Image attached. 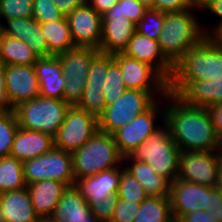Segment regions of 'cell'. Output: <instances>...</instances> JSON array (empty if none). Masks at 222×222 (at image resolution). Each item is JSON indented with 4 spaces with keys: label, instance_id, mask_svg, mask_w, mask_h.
Returning a JSON list of instances; mask_svg holds the SVG:
<instances>
[{
    "label": "cell",
    "instance_id": "cell-1",
    "mask_svg": "<svg viewBox=\"0 0 222 222\" xmlns=\"http://www.w3.org/2000/svg\"><path fill=\"white\" fill-rule=\"evenodd\" d=\"M164 123L181 152L221 151V139L207 108L188 105L168 92L164 97Z\"/></svg>",
    "mask_w": 222,
    "mask_h": 222
},
{
    "label": "cell",
    "instance_id": "cell-2",
    "mask_svg": "<svg viewBox=\"0 0 222 222\" xmlns=\"http://www.w3.org/2000/svg\"><path fill=\"white\" fill-rule=\"evenodd\" d=\"M201 12L200 5L197 4L192 9L165 13L158 43L163 55L173 66L187 50L206 37L202 28Z\"/></svg>",
    "mask_w": 222,
    "mask_h": 222
},
{
    "label": "cell",
    "instance_id": "cell-3",
    "mask_svg": "<svg viewBox=\"0 0 222 222\" xmlns=\"http://www.w3.org/2000/svg\"><path fill=\"white\" fill-rule=\"evenodd\" d=\"M74 178L93 176L123 163L114 137L98 130L83 146L71 152Z\"/></svg>",
    "mask_w": 222,
    "mask_h": 222
},
{
    "label": "cell",
    "instance_id": "cell-4",
    "mask_svg": "<svg viewBox=\"0 0 222 222\" xmlns=\"http://www.w3.org/2000/svg\"><path fill=\"white\" fill-rule=\"evenodd\" d=\"M181 150L171 138L165 123L128 156L132 160L147 163L156 174L169 179H177Z\"/></svg>",
    "mask_w": 222,
    "mask_h": 222
},
{
    "label": "cell",
    "instance_id": "cell-5",
    "mask_svg": "<svg viewBox=\"0 0 222 222\" xmlns=\"http://www.w3.org/2000/svg\"><path fill=\"white\" fill-rule=\"evenodd\" d=\"M222 78V49L208 37L187 50L174 65L170 80H213Z\"/></svg>",
    "mask_w": 222,
    "mask_h": 222
},
{
    "label": "cell",
    "instance_id": "cell-6",
    "mask_svg": "<svg viewBox=\"0 0 222 222\" xmlns=\"http://www.w3.org/2000/svg\"><path fill=\"white\" fill-rule=\"evenodd\" d=\"M70 107L65 100L39 95L33 100L22 102L13 110L19 127L54 137Z\"/></svg>",
    "mask_w": 222,
    "mask_h": 222
},
{
    "label": "cell",
    "instance_id": "cell-7",
    "mask_svg": "<svg viewBox=\"0 0 222 222\" xmlns=\"http://www.w3.org/2000/svg\"><path fill=\"white\" fill-rule=\"evenodd\" d=\"M167 94L168 90L126 89L116 102L105 107L104 112L98 117V129L112 134Z\"/></svg>",
    "mask_w": 222,
    "mask_h": 222
},
{
    "label": "cell",
    "instance_id": "cell-8",
    "mask_svg": "<svg viewBox=\"0 0 222 222\" xmlns=\"http://www.w3.org/2000/svg\"><path fill=\"white\" fill-rule=\"evenodd\" d=\"M26 185L51 179L68 186H74L72 156L70 152L53 147L46 154L23 162Z\"/></svg>",
    "mask_w": 222,
    "mask_h": 222
},
{
    "label": "cell",
    "instance_id": "cell-9",
    "mask_svg": "<svg viewBox=\"0 0 222 222\" xmlns=\"http://www.w3.org/2000/svg\"><path fill=\"white\" fill-rule=\"evenodd\" d=\"M159 122L160 124L156 125ZM163 123L164 98H160L146 111L112 133L120 154L123 157L128 156L151 134L156 132Z\"/></svg>",
    "mask_w": 222,
    "mask_h": 222
},
{
    "label": "cell",
    "instance_id": "cell-10",
    "mask_svg": "<svg viewBox=\"0 0 222 222\" xmlns=\"http://www.w3.org/2000/svg\"><path fill=\"white\" fill-rule=\"evenodd\" d=\"M99 52L94 48L75 47L56 55L61 62L63 75L66 79L64 100L70 106H76L80 101L86 86L90 64Z\"/></svg>",
    "mask_w": 222,
    "mask_h": 222
},
{
    "label": "cell",
    "instance_id": "cell-11",
    "mask_svg": "<svg viewBox=\"0 0 222 222\" xmlns=\"http://www.w3.org/2000/svg\"><path fill=\"white\" fill-rule=\"evenodd\" d=\"M98 118L71 106L54 139V147L73 152L83 146L98 131Z\"/></svg>",
    "mask_w": 222,
    "mask_h": 222
},
{
    "label": "cell",
    "instance_id": "cell-12",
    "mask_svg": "<svg viewBox=\"0 0 222 222\" xmlns=\"http://www.w3.org/2000/svg\"><path fill=\"white\" fill-rule=\"evenodd\" d=\"M221 153L222 151H182L179 156L177 179L210 188L216 187L217 166Z\"/></svg>",
    "mask_w": 222,
    "mask_h": 222
},
{
    "label": "cell",
    "instance_id": "cell-13",
    "mask_svg": "<svg viewBox=\"0 0 222 222\" xmlns=\"http://www.w3.org/2000/svg\"><path fill=\"white\" fill-rule=\"evenodd\" d=\"M5 94L10 110L40 95L34 65H5Z\"/></svg>",
    "mask_w": 222,
    "mask_h": 222
},
{
    "label": "cell",
    "instance_id": "cell-14",
    "mask_svg": "<svg viewBox=\"0 0 222 222\" xmlns=\"http://www.w3.org/2000/svg\"><path fill=\"white\" fill-rule=\"evenodd\" d=\"M76 47L98 49L102 38V16L87 2L66 16Z\"/></svg>",
    "mask_w": 222,
    "mask_h": 222
},
{
    "label": "cell",
    "instance_id": "cell-15",
    "mask_svg": "<svg viewBox=\"0 0 222 222\" xmlns=\"http://www.w3.org/2000/svg\"><path fill=\"white\" fill-rule=\"evenodd\" d=\"M168 92L191 106L208 108L222 102V78L213 80H170Z\"/></svg>",
    "mask_w": 222,
    "mask_h": 222
},
{
    "label": "cell",
    "instance_id": "cell-16",
    "mask_svg": "<svg viewBox=\"0 0 222 222\" xmlns=\"http://www.w3.org/2000/svg\"><path fill=\"white\" fill-rule=\"evenodd\" d=\"M113 59L119 64L127 89L168 90V82L149 64L117 52Z\"/></svg>",
    "mask_w": 222,
    "mask_h": 222
},
{
    "label": "cell",
    "instance_id": "cell-17",
    "mask_svg": "<svg viewBox=\"0 0 222 222\" xmlns=\"http://www.w3.org/2000/svg\"><path fill=\"white\" fill-rule=\"evenodd\" d=\"M122 53L140 62L149 64L167 82L170 81L174 66L163 55L158 40L150 39L148 36L135 32Z\"/></svg>",
    "mask_w": 222,
    "mask_h": 222
},
{
    "label": "cell",
    "instance_id": "cell-18",
    "mask_svg": "<svg viewBox=\"0 0 222 222\" xmlns=\"http://www.w3.org/2000/svg\"><path fill=\"white\" fill-rule=\"evenodd\" d=\"M120 178L121 165L93 176L75 178L74 187L87 202H97L117 194Z\"/></svg>",
    "mask_w": 222,
    "mask_h": 222
},
{
    "label": "cell",
    "instance_id": "cell-19",
    "mask_svg": "<svg viewBox=\"0 0 222 222\" xmlns=\"http://www.w3.org/2000/svg\"><path fill=\"white\" fill-rule=\"evenodd\" d=\"M170 206L174 222L184 214L204 210L205 186L176 179L171 183Z\"/></svg>",
    "mask_w": 222,
    "mask_h": 222
},
{
    "label": "cell",
    "instance_id": "cell-20",
    "mask_svg": "<svg viewBox=\"0 0 222 222\" xmlns=\"http://www.w3.org/2000/svg\"><path fill=\"white\" fill-rule=\"evenodd\" d=\"M135 32L136 24L125 16H102L99 51L108 54L123 52Z\"/></svg>",
    "mask_w": 222,
    "mask_h": 222
},
{
    "label": "cell",
    "instance_id": "cell-21",
    "mask_svg": "<svg viewBox=\"0 0 222 222\" xmlns=\"http://www.w3.org/2000/svg\"><path fill=\"white\" fill-rule=\"evenodd\" d=\"M2 27L4 34L25 42L39 58L50 57L40 23L33 17L6 20Z\"/></svg>",
    "mask_w": 222,
    "mask_h": 222
},
{
    "label": "cell",
    "instance_id": "cell-22",
    "mask_svg": "<svg viewBox=\"0 0 222 222\" xmlns=\"http://www.w3.org/2000/svg\"><path fill=\"white\" fill-rule=\"evenodd\" d=\"M34 69L40 86V96L64 100V85L61 62L57 56L39 58Z\"/></svg>",
    "mask_w": 222,
    "mask_h": 222
},
{
    "label": "cell",
    "instance_id": "cell-23",
    "mask_svg": "<svg viewBox=\"0 0 222 222\" xmlns=\"http://www.w3.org/2000/svg\"><path fill=\"white\" fill-rule=\"evenodd\" d=\"M51 218L56 222H100L74 186H68Z\"/></svg>",
    "mask_w": 222,
    "mask_h": 222
},
{
    "label": "cell",
    "instance_id": "cell-24",
    "mask_svg": "<svg viewBox=\"0 0 222 222\" xmlns=\"http://www.w3.org/2000/svg\"><path fill=\"white\" fill-rule=\"evenodd\" d=\"M54 147L51 135L18 127L10 156L22 162L46 154Z\"/></svg>",
    "mask_w": 222,
    "mask_h": 222
},
{
    "label": "cell",
    "instance_id": "cell-25",
    "mask_svg": "<svg viewBox=\"0 0 222 222\" xmlns=\"http://www.w3.org/2000/svg\"><path fill=\"white\" fill-rule=\"evenodd\" d=\"M0 211L5 222H38L26 188L0 193Z\"/></svg>",
    "mask_w": 222,
    "mask_h": 222
},
{
    "label": "cell",
    "instance_id": "cell-26",
    "mask_svg": "<svg viewBox=\"0 0 222 222\" xmlns=\"http://www.w3.org/2000/svg\"><path fill=\"white\" fill-rule=\"evenodd\" d=\"M67 186L45 179L27 185L34 211L39 218L51 217Z\"/></svg>",
    "mask_w": 222,
    "mask_h": 222
},
{
    "label": "cell",
    "instance_id": "cell-27",
    "mask_svg": "<svg viewBox=\"0 0 222 222\" xmlns=\"http://www.w3.org/2000/svg\"><path fill=\"white\" fill-rule=\"evenodd\" d=\"M122 164L124 169L142 185L148 196L170 195L172 182L166 177L156 174L147 163L125 156Z\"/></svg>",
    "mask_w": 222,
    "mask_h": 222
},
{
    "label": "cell",
    "instance_id": "cell-28",
    "mask_svg": "<svg viewBox=\"0 0 222 222\" xmlns=\"http://www.w3.org/2000/svg\"><path fill=\"white\" fill-rule=\"evenodd\" d=\"M40 26L47 42L49 56H56L76 47L66 16L60 20L40 23Z\"/></svg>",
    "mask_w": 222,
    "mask_h": 222
},
{
    "label": "cell",
    "instance_id": "cell-29",
    "mask_svg": "<svg viewBox=\"0 0 222 222\" xmlns=\"http://www.w3.org/2000/svg\"><path fill=\"white\" fill-rule=\"evenodd\" d=\"M39 57L23 41L3 33L0 62L5 65H34Z\"/></svg>",
    "mask_w": 222,
    "mask_h": 222
},
{
    "label": "cell",
    "instance_id": "cell-30",
    "mask_svg": "<svg viewBox=\"0 0 222 222\" xmlns=\"http://www.w3.org/2000/svg\"><path fill=\"white\" fill-rule=\"evenodd\" d=\"M133 222H174L169 196H149Z\"/></svg>",
    "mask_w": 222,
    "mask_h": 222
},
{
    "label": "cell",
    "instance_id": "cell-31",
    "mask_svg": "<svg viewBox=\"0 0 222 222\" xmlns=\"http://www.w3.org/2000/svg\"><path fill=\"white\" fill-rule=\"evenodd\" d=\"M26 187L23 162L12 156L0 158V193Z\"/></svg>",
    "mask_w": 222,
    "mask_h": 222
},
{
    "label": "cell",
    "instance_id": "cell-32",
    "mask_svg": "<svg viewBox=\"0 0 222 222\" xmlns=\"http://www.w3.org/2000/svg\"><path fill=\"white\" fill-rule=\"evenodd\" d=\"M103 88L105 107L116 102L127 89L122 78L120 66L115 60L108 65Z\"/></svg>",
    "mask_w": 222,
    "mask_h": 222
},
{
    "label": "cell",
    "instance_id": "cell-33",
    "mask_svg": "<svg viewBox=\"0 0 222 222\" xmlns=\"http://www.w3.org/2000/svg\"><path fill=\"white\" fill-rule=\"evenodd\" d=\"M18 120L14 110L0 112V158L10 156Z\"/></svg>",
    "mask_w": 222,
    "mask_h": 222
},
{
    "label": "cell",
    "instance_id": "cell-34",
    "mask_svg": "<svg viewBox=\"0 0 222 222\" xmlns=\"http://www.w3.org/2000/svg\"><path fill=\"white\" fill-rule=\"evenodd\" d=\"M117 195L119 199L140 204L149 197L137 179L124 169L123 164L121 165V178Z\"/></svg>",
    "mask_w": 222,
    "mask_h": 222
},
{
    "label": "cell",
    "instance_id": "cell-35",
    "mask_svg": "<svg viewBox=\"0 0 222 222\" xmlns=\"http://www.w3.org/2000/svg\"><path fill=\"white\" fill-rule=\"evenodd\" d=\"M165 22V13L148 9L136 24V32L150 39L158 40Z\"/></svg>",
    "mask_w": 222,
    "mask_h": 222
},
{
    "label": "cell",
    "instance_id": "cell-36",
    "mask_svg": "<svg viewBox=\"0 0 222 222\" xmlns=\"http://www.w3.org/2000/svg\"><path fill=\"white\" fill-rule=\"evenodd\" d=\"M103 90V87L85 86L84 92L76 107L98 118L105 109Z\"/></svg>",
    "mask_w": 222,
    "mask_h": 222
},
{
    "label": "cell",
    "instance_id": "cell-37",
    "mask_svg": "<svg viewBox=\"0 0 222 222\" xmlns=\"http://www.w3.org/2000/svg\"><path fill=\"white\" fill-rule=\"evenodd\" d=\"M33 0H0V24L15 18L32 17Z\"/></svg>",
    "mask_w": 222,
    "mask_h": 222
},
{
    "label": "cell",
    "instance_id": "cell-38",
    "mask_svg": "<svg viewBox=\"0 0 222 222\" xmlns=\"http://www.w3.org/2000/svg\"><path fill=\"white\" fill-rule=\"evenodd\" d=\"M113 60V54L99 52L90 64L86 86L103 87L108 65Z\"/></svg>",
    "mask_w": 222,
    "mask_h": 222
},
{
    "label": "cell",
    "instance_id": "cell-39",
    "mask_svg": "<svg viewBox=\"0 0 222 222\" xmlns=\"http://www.w3.org/2000/svg\"><path fill=\"white\" fill-rule=\"evenodd\" d=\"M148 9L137 0H119L103 16H125L137 24Z\"/></svg>",
    "mask_w": 222,
    "mask_h": 222
},
{
    "label": "cell",
    "instance_id": "cell-40",
    "mask_svg": "<svg viewBox=\"0 0 222 222\" xmlns=\"http://www.w3.org/2000/svg\"><path fill=\"white\" fill-rule=\"evenodd\" d=\"M32 5V17L39 23L60 20L65 17L53 0H33Z\"/></svg>",
    "mask_w": 222,
    "mask_h": 222
},
{
    "label": "cell",
    "instance_id": "cell-41",
    "mask_svg": "<svg viewBox=\"0 0 222 222\" xmlns=\"http://www.w3.org/2000/svg\"><path fill=\"white\" fill-rule=\"evenodd\" d=\"M119 197L117 194L108 196L97 202H87L91 212L100 222H110L118 204Z\"/></svg>",
    "mask_w": 222,
    "mask_h": 222
},
{
    "label": "cell",
    "instance_id": "cell-42",
    "mask_svg": "<svg viewBox=\"0 0 222 222\" xmlns=\"http://www.w3.org/2000/svg\"><path fill=\"white\" fill-rule=\"evenodd\" d=\"M141 204L119 199L110 222H133Z\"/></svg>",
    "mask_w": 222,
    "mask_h": 222
},
{
    "label": "cell",
    "instance_id": "cell-43",
    "mask_svg": "<svg viewBox=\"0 0 222 222\" xmlns=\"http://www.w3.org/2000/svg\"><path fill=\"white\" fill-rule=\"evenodd\" d=\"M201 11H206L218 17V20L212 24L202 22V28L206 37H208L218 26L222 25V0H198Z\"/></svg>",
    "mask_w": 222,
    "mask_h": 222
},
{
    "label": "cell",
    "instance_id": "cell-44",
    "mask_svg": "<svg viewBox=\"0 0 222 222\" xmlns=\"http://www.w3.org/2000/svg\"><path fill=\"white\" fill-rule=\"evenodd\" d=\"M198 4L197 0H154L153 9L163 13L192 9Z\"/></svg>",
    "mask_w": 222,
    "mask_h": 222
},
{
    "label": "cell",
    "instance_id": "cell-45",
    "mask_svg": "<svg viewBox=\"0 0 222 222\" xmlns=\"http://www.w3.org/2000/svg\"><path fill=\"white\" fill-rule=\"evenodd\" d=\"M222 208V193L216 187L205 186L204 210Z\"/></svg>",
    "mask_w": 222,
    "mask_h": 222
},
{
    "label": "cell",
    "instance_id": "cell-46",
    "mask_svg": "<svg viewBox=\"0 0 222 222\" xmlns=\"http://www.w3.org/2000/svg\"><path fill=\"white\" fill-rule=\"evenodd\" d=\"M177 222H217L211 211L198 209L184 214Z\"/></svg>",
    "mask_w": 222,
    "mask_h": 222
},
{
    "label": "cell",
    "instance_id": "cell-47",
    "mask_svg": "<svg viewBox=\"0 0 222 222\" xmlns=\"http://www.w3.org/2000/svg\"><path fill=\"white\" fill-rule=\"evenodd\" d=\"M217 136L222 139V102L207 108Z\"/></svg>",
    "mask_w": 222,
    "mask_h": 222
},
{
    "label": "cell",
    "instance_id": "cell-48",
    "mask_svg": "<svg viewBox=\"0 0 222 222\" xmlns=\"http://www.w3.org/2000/svg\"><path fill=\"white\" fill-rule=\"evenodd\" d=\"M86 2L87 0H53V3L56 5L58 10L61 11L65 16Z\"/></svg>",
    "mask_w": 222,
    "mask_h": 222
},
{
    "label": "cell",
    "instance_id": "cell-49",
    "mask_svg": "<svg viewBox=\"0 0 222 222\" xmlns=\"http://www.w3.org/2000/svg\"><path fill=\"white\" fill-rule=\"evenodd\" d=\"M119 0H87V3L101 16L110 10Z\"/></svg>",
    "mask_w": 222,
    "mask_h": 222
},
{
    "label": "cell",
    "instance_id": "cell-50",
    "mask_svg": "<svg viewBox=\"0 0 222 222\" xmlns=\"http://www.w3.org/2000/svg\"><path fill=\"white\" fill-rule=\"evenodd\" d=\"M10 110L7 106V99L5 94V69L4 65L0 62V112Z\"/></svg>",
    "mask_w": 222,
    "mask_h": 222
},
{
    "label": "cell",
    "instance_id": "cell-51",
    "mask_svg": "<svg viewBox=\"0 0 222 222\" xmlns=\"http://www.w3.org/2000/svg\"><path fill=\"white\" fill-rule=\"evenodd\" d=\"M208 38L218 47L222 49V25L218 26Z\"/></svg>",
    "mask_w": 222,
    "mask_h": 222
},
{
    "label": "cell",
    "instance_id": "cell-52",
    "mask_svg": "<svg viewBox=\"0 0 222 222\" xmlns=\"http://www.w3.org/2000/svg\"><path fill=\"white\" fill-rule=\"evenodd\" d=\"M216 188L222 193V153L219 158V163L217 166V182Z\"/></svg>",
    "mask_w": 222,
    "mask_h": 222
},
{
    "label": "cell",
    "instance_id": "cell-53",
    "mask_svg": "<svg viewBox=\"0 0 222 222\" xmlns=\"http://www.w3.org/2000/svg\"><path fill=\"white\" fill-rule=\"evenodd\" d=\"M211 215L215 217L217 222H222V208L212 209Z\"/></svg>",
    "mask_w": 222,
    "mask_h": 222
},
{
    "label": "cell",
    "instance_id": "cell-54",
    "mask_svg": "<svg viewBox=\"0 0 222 222\" xmlns=\"http://www.w3.org/2000/svg\"><path fill=\"white\" fill-rule=\"evenodd\" d=\"M140 4L144 5L147 9H153L154 0H137Z\"/></svg>",
    "mask_w": 222,
    "mask_h": 222
},
{
    "label": "cell",
    "instance_id": "cell-55",
    "mask_svg": "<svg viewBox=\"0 0 222 222\" xmlns=\"http://www.w3.org/2000/svg\"><path fill=\"white\" fill-rule=\"evenodd\" d=\"M38 222H56V221H54L51 217H47V218H39Z\"/></svg>",
    "mask_w": 222,
    "mask_h": 222
},
{
    "label": "cell",
    "instance_id": "cell-56",
    "mask_svg": "<svg viewBox=\"0 0 222 222\" xmlns=\"http://www.w3.org/2000/svg\"><path fill=\"white\" fill-rule=\"evenodd\" d=\"M2 36H3V27H2V25L0 24V42H1Z\"/></svg>",
    "mask_w": 222,
    "mask_h": 222
},
{
    "label": "cell",
    "instance_id": "cell-57",
    "mask_svg": "<svg viewBox=\"0 0 222 222\" xmlns=\"http://www.w3.org/2000/svg\"><path fill=\"white\" fill-rule=\"evenodd\" d=\"M0 222H5L3 216L1 215V211H0Z\"/></svg>",
    "mask_w": 222,
    "mask_h": 222
}]
</instances>
